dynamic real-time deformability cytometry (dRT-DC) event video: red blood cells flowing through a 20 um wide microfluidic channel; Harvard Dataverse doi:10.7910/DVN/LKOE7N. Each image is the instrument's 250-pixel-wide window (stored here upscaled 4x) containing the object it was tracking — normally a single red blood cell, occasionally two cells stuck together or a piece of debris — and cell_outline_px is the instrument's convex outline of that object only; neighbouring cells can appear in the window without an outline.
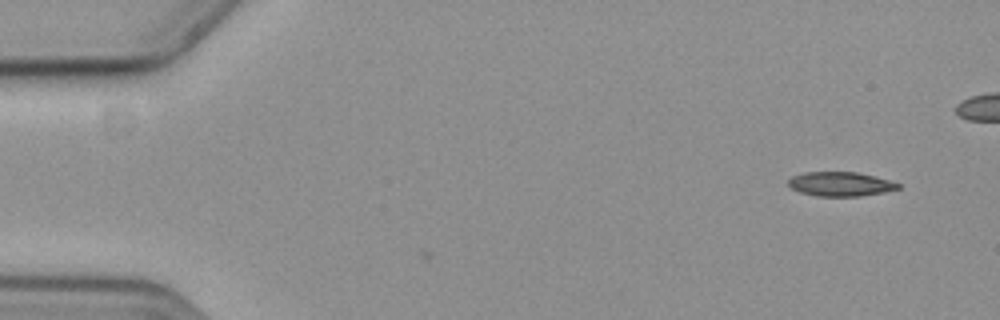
{"species": "common noctule bat (a hibernating species)", "species_latin": "Nyctalus noctula", "temperature_condition": "cold", "stored_images_in_passage": 4, "camera_frame_rate_fps": 3000, "um_per_image_px": 0.085, "animal": {"sex": "female", "body_mass_g": 19.3, "forearm_length_mm": 54.1}, "frame": {"image": 1, "passage_image": 4, "time_ms": 1.0, "image_size_px": [1000, 320], "cell_outline_px": [[900, 188], [884, 192], [860, 196], [816, 196], [800, 192], [792, 188], [788, 184], [788, 180], [792, 176], [804, 172], [856, 172], [888, 180], [900, 184]], "centroid_in_image_um": [71.41, 15.64], "position_along_channel_um": 13.6, "area_um2": 15.37}}